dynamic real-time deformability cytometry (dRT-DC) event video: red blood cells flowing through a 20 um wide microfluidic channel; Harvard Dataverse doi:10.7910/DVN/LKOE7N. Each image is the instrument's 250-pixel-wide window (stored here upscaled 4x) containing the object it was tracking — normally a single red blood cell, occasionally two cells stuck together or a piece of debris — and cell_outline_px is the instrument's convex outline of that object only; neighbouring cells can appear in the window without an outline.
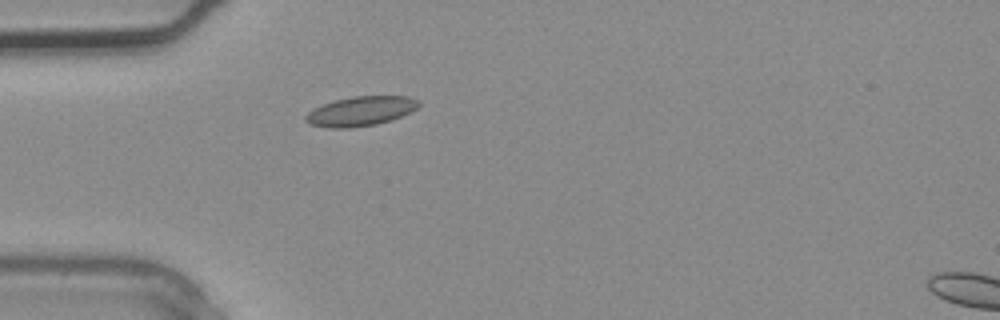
{"species": "common noctule bat (a hibernating species)", "species_latin": "Nyctalus noctula", "temperature_condition": "warm", "stored_images_in_passage": 5, "segment_of_instrument_passage": [1, 2], "camera_frame_rate_fps": 3000, "um_per_image_px": 0.085, "animal": {"sex": "male", "body_mass_g": 20.4}, "frame": {"image": 1, "passage_image": 4, "time_ms": 1.0, "image_size_px": [1000, 320], "cell_outline_px": [[420, 104], [412, 112], [392, 120], [376, 124], [352, 128], [328, 128], [308, 124], [304, 120], [304, 116], [308, 112], [324, 104], [336, 100], [352, 96], [408, 96], [420, 100]], "centroid_in_image_um": [30.67, 9.46], "position_along_channel_um": 54.3, "area_um2": 19.59}}